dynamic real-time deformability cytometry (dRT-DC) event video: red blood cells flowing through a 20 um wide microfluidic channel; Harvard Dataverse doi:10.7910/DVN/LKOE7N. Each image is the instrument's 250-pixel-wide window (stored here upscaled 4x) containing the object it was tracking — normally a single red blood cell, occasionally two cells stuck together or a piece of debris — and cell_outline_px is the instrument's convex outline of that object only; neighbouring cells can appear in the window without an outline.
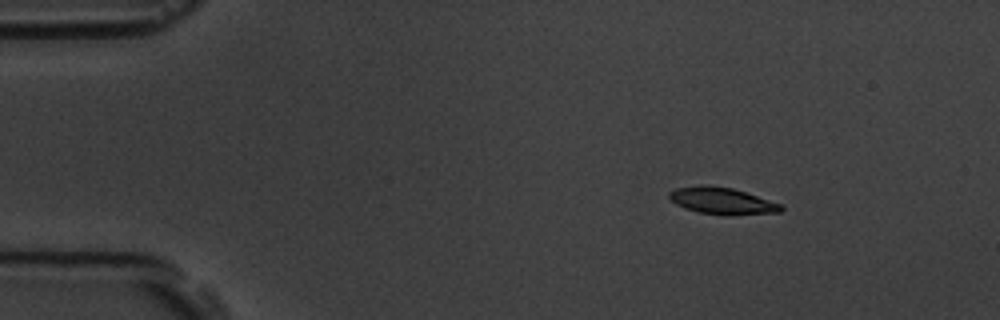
{"species": "common noctule bat (a hibernating species)", "species_latin": "Nyctalus noctula", "temperature_condition": "room temperature", "stored_images_in_passage": 5, "camera_frame_rate_fps": 3000, "um_per_image_px": 0.085, "animal": {"sex": "male", "body_mass_g": 19.5, "forearm_length_mm": 54.6}, "frame": {"image": 1, "passage_image": 3, "time_ms": 2.333, "image_size_px": [1000, 320], "cell_outline_px": [[784, 208], [780, 212], [728, 216], [724, 216], [700, 212], [684, 208], [676, 204], [668, 196], [668, 192], [676, 188], [700, 184], [704, 184], [732, 188], [780, 204]], "centroid_in_image_um": [61.33, 17.08], "position_along_channel_um": 23.7, "area_um2": 17.46}}
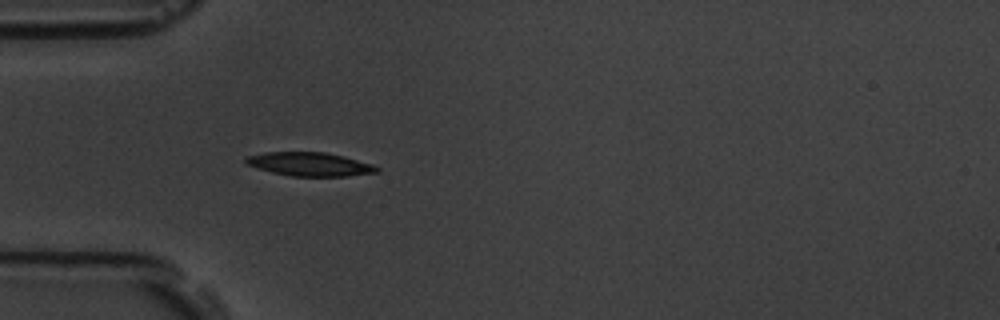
{"frame": {"image": 2, "passage_image": 5, "time_ms": 5.333, "image_size_px": [1000, 320], "cell_outline_px": [[380, 172], [348, 176], [292, 176], [272, 172], [248, 164], [244, 160], [244, 156], [264, 152], [324, 152], [344, 156], [372, 164], [380, 168]], "centroid_in_image_um": [26.36, 13.95], "position_along_channel_um": 58.6, "area_um2": 18.03}}